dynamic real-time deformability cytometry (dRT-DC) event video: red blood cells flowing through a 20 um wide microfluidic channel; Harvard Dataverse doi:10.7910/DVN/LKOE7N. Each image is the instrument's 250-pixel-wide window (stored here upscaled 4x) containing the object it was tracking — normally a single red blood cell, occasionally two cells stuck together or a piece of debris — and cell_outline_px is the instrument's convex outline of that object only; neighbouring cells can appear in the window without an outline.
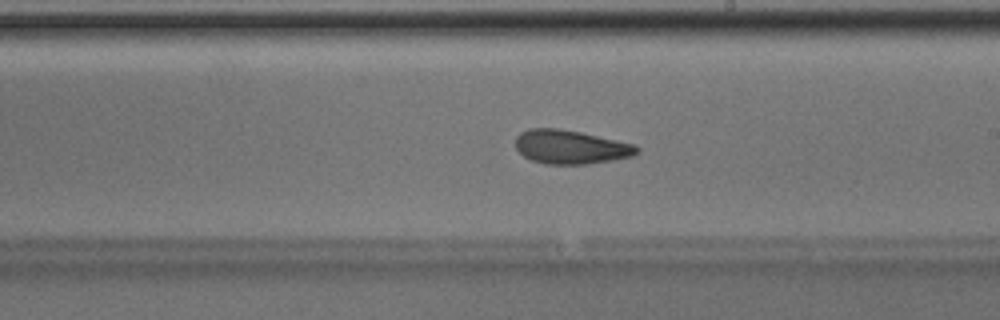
{"species": "Egyptian fruit bat (a non-hibernating species)", "species_latin": "Rousettus aegyptiacus", "temperature_condition": "room temperature", "stored_images_in_passage": 49, "camera_frame_rate_fps": 3000, "um_per_image_px": 0.085, "animal": {"sex": "male"}, "frame": {"image": 1, "passage_image": 28, "time_ms": 9.0, "image_size_px": [1000, 320], "cell_outline_px": [[640, 152], [632, 156], [612, 160], [584, 164], [544, 164], [532, 160], [524, 156], [516, 148], [516, 136], [520, 132], [528, 128], [560, 128], [580, 132], [636, 144], [640, 148]], "centroid_in_image_um": [48.51, 12.48], "position_along_channel_um": 240.5, "area_um2": 24.04}, "authors_computed_cell_mechanics": {"area_um2": 24.3916, "velocity_mm_per_s": 4.0169, "shape_relaxation_time_tau1_ms": 4.3938, "shape_relaxation_time_tau2_ms": 2.2033, "deformation_change_tau1": 0.1389, "deformation_change_tau2": 0.0992}}